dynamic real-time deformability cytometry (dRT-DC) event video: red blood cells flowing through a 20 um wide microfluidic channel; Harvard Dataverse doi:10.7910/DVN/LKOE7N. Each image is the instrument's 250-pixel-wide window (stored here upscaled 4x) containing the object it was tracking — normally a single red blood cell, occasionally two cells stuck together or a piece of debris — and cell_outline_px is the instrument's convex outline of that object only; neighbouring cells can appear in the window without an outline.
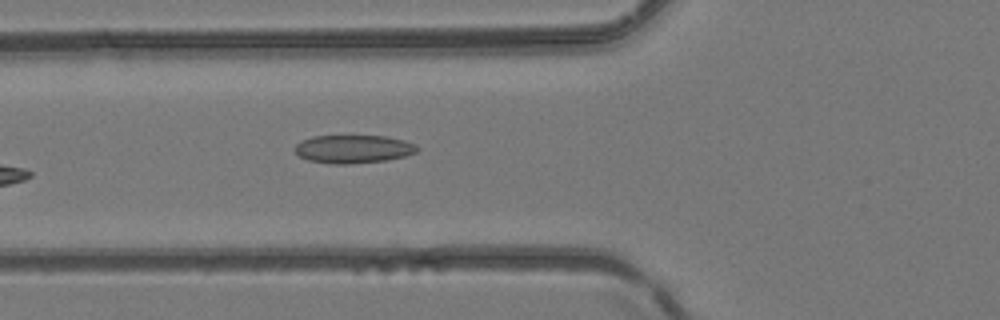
{"species": "common noctule bat (a hibernating species)", "species_latin": "Nyctalus noctula", "temperature_condition": "room temperature", "stored_images_in_passage": 5, "camera_frame_rate_fps": 3000, "um_per_image_px": 0.085, "animal": {"sex": "female", "body_mass_g": 24.6, "forearm_length_mm": 56.2}, "frame": {"image": 1, "passage_image": 5, "time_ms": 1.333, "image_size_px": [1000, 320], "cell_outline_px": [[420, 148], [416, 152], [404, 156], [384, 160], [348, 164], [332, 164], [308, 160], [300, 156], [296, 152], [296, 144], [312, 136], [388, 136], [404, 140], [416, 144]], "centroid_in_image_um": [30.06, 12.66], "position_along_channel_um": 95.7, "area_um2": 19.94}}